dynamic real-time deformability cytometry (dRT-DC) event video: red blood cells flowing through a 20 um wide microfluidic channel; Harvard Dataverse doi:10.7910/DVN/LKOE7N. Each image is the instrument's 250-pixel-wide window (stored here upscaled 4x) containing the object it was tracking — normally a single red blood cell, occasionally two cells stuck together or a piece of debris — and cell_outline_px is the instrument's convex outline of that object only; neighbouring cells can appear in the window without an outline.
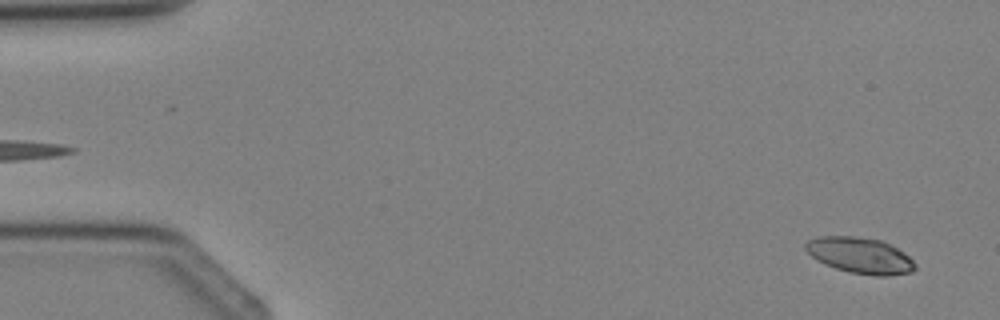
{"species": "Egyptian fruit bat (a non-hibernating species)", "species_latin": "Rousettus aegyptiacus", "temperature_condition": "cold", "stored_images_in_passage": 4, "segment_of_instrument_passage": [2, 2], "camera_frame_rate_fps": 3000, "um_per_image_px": 0.085, "animal": {"sex": "female"}, "frame": {"image": 1, "passage_image": 4, "time_ms": 3.333, "image_size_px": [1000, 320], "cell_outline_px": [[916, 268], [912, 272], [888, 276], [876, 276], [852, 272], [836, 268], [824, 264], [816, 260], [804, 248], [804, 244], [808, 240], [816, 236], [852, 236], [884, 240], [904, 252], [916, 264]], "centroid_in_image_um": [73.11, 21.7], "position_along_channel_um": 11.9, "area_um2": 23.12}}